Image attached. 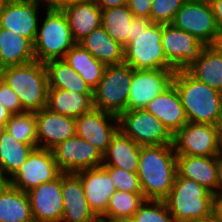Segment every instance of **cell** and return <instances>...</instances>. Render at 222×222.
Segmentation results:
<instances>
[{"instance_id": "obj_44", "label": "cell", "mask_w": 222, "mask_h": 222, "mask_svg": "<svg viewBox=\"0 0 222 222\" xmlns=\"http://www.w3.org/2000/svg\"><path fill=\"white\" fill-rule=\"evenodd\" d=\"M47 6L53 8H62L65 5L73 2L85 1V0H45Z\"/></svg>"}, {"instance_id": "obj_42", "label": "cell", "mask_w": 222, "mask_h": 222, "mask_svg": "<svg viewBox=\"0 0 222 222\" xmlns=\"http://www.w3.org/2000/svg\"><path fill=\"white\" fill-rule=\"evenodd\" d=\"M101 10L112 7H120L128 4V0H93Z\"/></svg>"}, {"instance_id": "obj_33", "label": "cell", "mask_w": 222, "mask_h": 222, "mask_svg": "<svg viewBox=\"0 0 222 222\" xmlns=\"http://www.w3.org/2000/svg\"><path fill=\"white\" fill-rule=\"evenodd\" d=\"M134 18L128 5L102 10V27L122 46L131 42V22Z\"/></svg>"}, {"instance_id": "obj_43", "label": "cell", "mask_w": 222, "mask_h": 222, "mask_svg": "<svg viewBox=\"0 0 222 222\" xmlns=\"http://www.w3.org/2000/svg\"><path fill=\"white\" fill-rule=\"evenodd\" d=\"M213 215L222 222V192L214 194Z\"/></svg>"}, {"instance_id": "obj_19", "label": "cell", "mask_w": 222, "mask_h": 222, "mask_svg": "<svg viewBox=\"0 0 222 222\" xmlns=\"http://www.w3.org/2000/svg\"><path fill=\"white\" fill-rule=\"evenodd\" d=\"M63 215L61 222H99L90 209L83 184L76 173L62 172Z\"/></svg>"}, {"instance_id": "obj_48", "label": "cell", "mask_w": 222, "mask_h": 222, "mask_svg": "<svg viewBox=\"0 0 222 222\" xmlns=\"http://www.w3.org/2000/svg\"><path fill=\"white\" fill-rule=\"evenodd\" d=\"M218 192H222V155H218ZM220 189V190H219Z\"/></svg>"}, {"instance_id": "obj_4", "label": "cell", "mask_w": 222, "mask_h": 222, "mask_svg": "<svg viewBox=\"0 0 222 222\" xmlns=\"http://www.w3.org/2000/svg\"><path fill=\"white\" fill-rule=\"evenodd\" d=\"M0 78L19 97L25 112H37L46 107L49 86L44 63L34 60L2 68Z\"/></svg>"}, {"instance_id": "obj_25", "label": "cell", "mask_w": 222, "mask_h": 222, "mask_svg": "<svg viewBox=\"0 0 222 222\" xmlns=\"http://www.w3.org/2000/svg\"><path fill=\"white\" fill-rule=\"evenodd\" d=\"M194 78L222 92V48L206 45L200 57L186 69Z\"/></svg>"}, {"instance_id": "obj_27", "label": "cell", "mask_w": 222, "mask_h": 222, "mask_svg": "<svg viewBox=\"0 0 222 222\" xmlns=\"http://www.w3.org/2000/svg\"><path fill=\"white\" fill-rule=\"evenodd\" d=\"M79 44L106 66L124 63V46L115 41L102 26L93 30Z\"/></svg>"}, {"instance_id": "obj_7", "label": "cell", "mask_w": 222, "mask_h": 222, "mask_svg": "<svg viewBox=\"0 0 222 222\" xmlns=\"http://www.w3.org/2000/svg\"><path fill=\"white\" fill-rule=\"evenodd\" d=\"M134 69L126 63L108 65L93 90L94 108L119 116L128 110V96Z\"/></svg>"}, {"instance_id": "obj_31", "label": "cell", "mask_w": 222, "mask_h": 222, "mask_svg": "<svg viewBox=\"0 0 222 222\" xmlns=\"http://www.w3.org/2000/svg\"><path fill=\"white\" fill-rule=\"evenodd\" d=\"M0 222H34L27 192L12 185L0 192Z\"/></svg>"}, {"instance_id": "obj_52", "label": "cell", "mask_w": 222, "mask_h": 222, "mask_svg": "<svg viewBox=\"0 0 222 222\" xmlns=\"http://www.w3.org/2000/svg\"><path fill=\"white\" fill-rule=\"evenodd\" d=\"M2 130H3V127L0 125V133H1Z\"/></svg>"}, {"instance_id": "obj_45", "label": "cell", "mask_w": 222, "mask_h": 222, "mask_svg": "<svg viewBox=\"0 0 222 222\" xmlns=\"http://www.w3.org/2000/svg\"><path fill=\"white\" fill-rule=\"evenodd\" d=\"M99 222H133L131 217L116 216V217H100Z\"/></svg>"}, {"instance_id": "obj_35", "label": "cell", "mask_w": 222, "mask_h": 222, "mask_svg": "<svg viewBox=\"0 0 222 222\" xmlns=\"http://www.w3.org/2000/svg\"><path fill=\"white\" fill-rule=\"evenodd\" d=\"M144 200L143 193L116 190L110 198L106 212L101 217H132Z\"/></svg>"}, {"instance_id": "obj_2", "label": "cell", "mask_w": 222, "mask_h": 222, "mask_svg": "<svg viewBox=\"0 0 222 222\" xmlns=\"http://www.w3.org/2000/svg\"><path fill=\"white\" fill-rule=\"evenodd\" d=\"M181 98L188 122L222 124V92L194 78L187 70L175 71L172 82Z\"/></svg>"}, {"instance_id": "obj_36", "label": "cell", "mask_w": 222, "mask_h": 222, "mask_svg": "<svg viewBox=\"0 0 222 222\" xmlns=\"http://www.w3.org/2000/svg\"><path fill=\"white\" fill-rule=\"evenodd\" d=\"M131 218L133 222H175L164 200H144Z\"/></svg>"}, {"instance_id": "obj_24", "label": "cell", "mask_w": 222, "mask_h": 222, "mask_svg": "<svg viewBox=\"0 0 222 222\" xmlns=\"http://www.w3.org/2000/svg\"><path fill=\"white\" fill-rule=\"evenodd\" d=\"M140 148L141 146L118 130L103 155L102 167H117L129 172H137Z\"/></svg>"}, {"instance_id": "obj_29", "label": "cell", "mask_w": 222, "mask_h": 222, "mask_svg": "<svg viewBox=\"0 0 222 222\" xmlns=\"http://www.w3.org/2000/svg\"><path fill=\"white\" fill-rule=\"evenodd\" d=\"M49 89H65L81 94H93V90L64 59L44 63Z\"/></svg>"}, {"instance_id": "obj_50", "label": "cell", "mask_w": 222, "mask_h": 222, "mask_svg": "<svg viewBox=\"0 0 222 222\" xmlns=\"http://www.w3.org/2000/svg\"><path fill=\"white\" fill-rule=\"evenodd\" d=\"M218 45L222 48V31L220 34V39H219Z\"/></svg>"}, {"instance_id": "obj_32", "label": "cell", "mask_w": 222, "mask_h": 222, "mask_svg": "<svg viewBox=\"0 0 222 222\" xmlns=\"http://www.w3.org/2000/svg\"><path fill=\"white\" fill-rule=\"evenodd\" d=\"M35 147L15 140L4 128L0 133V166L10 178Z\"/></svg>"}, {"instance_id": "obj_20", "label": "cell", "mask_w": 222, "mask_h": 222, "mask_svg": "<svg viewBox=\"0 0 222 222\" xmlns=\"http://www.w3.org/2000/svg\"><path fill=\"white\" fill-rule=\"evenodd\" d=\"M76 174L83 184L90 209L100 218L106 212L110 198L116 191L109 173L100 166L81 170Z\"/></svg>"}, {"instance_id": "obj_8", "label": "cell", "mask_w": 222, "mask_h": 222, "mask_svg": "<svg viewBox=\"0 0 222 222\" xmlns=\"http://www.w3.org/2000/svg\"><path fill=\"white\" fill-rule=\"evenodd\" d=\"M118 120L119 130L139 146L173 145V134L146 109L127 110Z\"/></svg>"}, {"instance_id": "obj_41", "label": "cell", "mask_w": 222, "mask_h": 222, "mask_svg": "<svg viewBox=\"0 0 222 222\" xmlns=\"http://www.w3.org/2000/svg\"><path fill=\"white\" fill-rule=\"evenodd\" d=\"M209 3L212 7L217 26L222 31V0H211Z\"/></svg>"}, {"instance_id": "obj_13", "label": "cell", "mask_w": 222, "mask_h": 222, "mask_svg": "<svg viewBox=\"0 0 222 222\" xmlns=\"http://www.w3.org/2000/svg\"><path fill=\"white\" fill-rule=\"evenodd\" d=\"M51 150L63 173H76L103 164V154L77 135L58 143Z\"/></svg>"}, {"instance_id": "obj_51", "label": "cell", "mask_w": 222, "mask_h": 222, "mask_svg": "<svg viewBox=\"0 0 222 222\" xmlns=\"http://www.w3.org/2000/svg\"><path fill=\"white\" fill-rule=\"evenodd\" d=\"M221 142H222V124H221Z\"/></svg>"}, {"instance_id": "obj_15", "label": "cell", "mask_w": 222, "mask_h": 222, "mask_svg": "<svg viewBox=\"0 0 222 222\" xmlns=\"http://www.w3.org/2000/svg\"><path fill=\"white\" fill-rule=\"evenodd\" d=\"M174 69L134 70L128 110L145 109L173 82Z\"/></svg>"}, {"instance_id": "obj_10", "label": "cell", "mask_w": 222, "mask_h": 222, "mask_svg": "<svg viewBox=\"0 0 222 222\" xmlns=\"http://www.w3.org/2000/svg\"><path fill=\"white\" fill-rule=\"evenodd\" d=\"M176 155L217 156L221 153V126L187 122L173 135Z\"/></svg>"}, {"instance_id": "obj_47", "label": "cell", "mask_w": 222, "mask_h": 222, "mask_svg": "<svg viewBox=\"0 0 222 222\" xmlns=\"http://www.w3.org/2000/svg\"><path fill=\"white\" fill-rule=\"evenodd\" d=\"M10 185L9 177L3 171V168L0 166V192L5 190Z\"/></svg>"}, {"instance_id": "obj_18", "label": "cell", "mask_w": 222, "mask_h": 222, "mask_svg": "<svg viewBox=\"0 0 222 222\" xmlns=\"http://www.w3.org/2000/svg\"><path fill=\"white\" fill-rule=\"evenodd\" d=\"M39 148L53 149L58 143L76 135L75 118L42 108L35 112Z\"/></svg>"}, {"instance_id": "obj_37", "label": "cell", "mask_w": 222, "mask_h": 222, "mask_svg": "<svg viewBox=\"0 0 222 222\" xmlns=\"http://www.w3.org/2000/svg\"><path fill=\"white\" fill-rule=\"evenodd\" d=\"M187 0H153L150 20L152 23L171 24L178 10Z\"/></svg>"}, {"instance_id": "obj_28", "label": "cell", "mask_w": 222, "mask_h": 222, "mask_svg": "<svg viewBox=\"0 0 222 222\" xmlns=\"http://www.w3.org/2000/svg\"><path fill=\"white\" fill-rule=\"evenodd\" d=\"M46 108L64 116L77 118L94 108L93 94H81L65 89H48Z\"/></svg>"}, {"instance_id": "obj_39", "label": "cell", "mask_w": 222, "mask_h": 222, "mask_svg": "<svg viewBox=\"0 0 222 222\" xmlns=\"http://www.w3.org/2000/svg\"><path fill=\"white\" fill-rule=\"evenodd\" d=\"M0 103L12 115L25 113V111L22 108V104L20 102L19 97L1 78H0Z\"/></svg>"}, {"instance_id": "obj_3", "label": "cell", "mask_w": 222, "mask_h": 222, "mask_svg": "<svg viewBox=\"0 0 222 222\" xmlns=\"http://www.w3.org/2000/svg\"><path fill=\"white\" fill-rule=\"evenodd\" d=\"M131 26V42L124 47V63L134 70L174 69L162 48L163 24L134 16Z\"/></svg>"}, {"instance_id": "obj_6", "label": "cell", "mask_w": 222, "mask_h": 222, "mask_svg": "<svg viewBox=\"0 0 222 222\" xmlns=\"http://www.w3.org/2000/svg\"><path fill=\"white\" fill-rule=\"evenodd\" d=\"M45 20L37 29L33 43L35 59L41 63L64 59L66 53L76 44L68 19L61 8L47 6Z\"/></svg>"}, {"instance_id": "obj_38", "label": "cell", "mask_w": 222, "mask_h": 222, "mask_svg": "<svg viewBox=\"0 0 222 222\" xmlns=\"http://www.w3.org/2000/svg\"><path fill=\"white\" fill-rule=\"evenodd\" d=\"M110 175L115 189L130 193H142L137 172H129L117 167H103Z\"/></svg>"}, {"instance_id": "obj_12", "label": "cell", "mask_w": 222, "mask_h": 222, "mask_svg": "<svg viewBox=\"0 0 222 222\" xmlns=\"http://www.w3.org/2000/svg\"><path fill=\"white\" fill-rule=\"evenodd\" d=\"M161 43L164 55L174 71L190 67L206 46L196 37L172 24H163Z\"/></svg>"}, {"instance_id": "obj_9", "label": "cell", "mask_w": 222, "mask_h": 222, "mask_svg": "<svg viewBox=\"0 0 222 222\" xmlns=\"http://www.w3.org/2000/svg\"><path fill=\"white\" fill-rule=\"evenodd\" d=\"M171 24L196 37L205 45H215L219 42L221 31L209 1L187 0Z\"/></svg>"}, {"instance_id": "obj_16", "label": "cell", "mask_w": 222, "mask_h": 222, "mask_svg": "<svg viewBox=\"0 0 222 222\" xmlns=\"http://www.w3.org/2000/svg\"><path fill=\"white\" fill-rule=\"evenodd\" d=\"M75 124L76 135L92 144L103 155L111 138L119 130L118 116L97 108L75 118Z\"/></svg>"}, {"instance_id": "obj_14", "label": "cell", "mask_w": 222, "mask_h": 222, "mask_svg": "<svg viewBox=\"0 0 222 222\" xmlns=\"http://www.w3.org/2000/svg\"><path fill=\"white\" fill-rule=\"evenodd\" d=\"M40 3L41 0H3L0 6V28L14 31L34 43ZM44 4L47 7L45 0Z\"/></svg>"}, {"instance_id": "obj_23", "label": "cell", "mask_w": 222, "mask_h": 222, "mask_svg": "<svg viewBox=\"0 0 222 222\" xmlns=\"http://www.w3.org/2000/svg\"><path fill=\"white\" fill-rule=\"evenodd\" d=\"M61 9L68 19L76 43L102 26V10L93 0L69 3Z\"/></svg>"}, {"instance_id": "obj_34", "label": "cell", "mask_w": 222, "mask_h": 222, "mask_svg": "<svg viewBox=\"0 0 222 222\" xmlns=\"http://www.w3.org/2000/svg\"><path fill=\"white\" fill-rule=\"evenodd\" d=\"M3 128L10 133L15 140L33 145L35 148L38 147L35 112L11 115L9 121Z\"/></svg>"}, {"instance_id": "obj_46", "label": "cell", "mask_w": 222, "mask_h": 222, "mask_svg": "<svg viewBox=\"0 0 222 222\" xmlns=\"http://www.w3.org/2000/svg\"><path fill=\"white\" fill-rule=\"evenodd\" d=\"M10 114L6 108L0 103V125L4 127L10 119Z\"/></svg>"}, {"instance_id": "obj_21", "label": "cell", "mask_w": 222, "mask_h": 222, "mask_svg": "<svg viewBox=\"0 0 222 222\" xmlns=\"http://www.w3.org/2000/svg\"><path fill=\"white\" fill-rule=\"evenodd\" d=\"M218 155H177V174L206 187L213 194L218 192Z\"/></svg>"}, {"instance_id": "obj_40", "label": "cell", "mask_w": 222, "mask_h": 222, "mask_svg": "<svg viewBox=\"0 0 222 222\" xmlns=\"http://www.w3.org/2000/svg\"><path fill=\"white\" fill-rule=\"evenodd\" d=\"M153 0H128V7L135 17L150 19L151 4Z\"/></svg>"}, {"instance_id": "obj_26", "label": "cell", "mask_w": 222, "mask_h": 222, "mask_svg": "<svg viewBox=\"0 0 222 222\" xmlns=\"http://www.w3.org/2000/svg\"><path fill=\"white\" fill-rule=\"evenodd\" d=\"M36 60L33 43L14 31L0 28V69Z\"/></svg>"}, {"instance_id": "obj_5", "label": "cell", "mask_w": 222, "mask_h": 222, "mask_svg": "<svg viewBox=\"0 0 222 222\" xmlns=\"http://www.w3.org/2000/svg\"><path fill=\"white\" fill-rule=\"evenodd\" d=\"M164 202L175 222H194L213 216L214 194L199 183L178 174Z\"/></svg>"}, {"instance_id": "obj_1", "label": "cell", "mask_w": 222, "mask_h": 222, "mask_svg": "<svg viewBox=\"0 0 222 222\" xmlns=\"http://www.w3.org/2000/svg\"><path fill=\"white\" fill-rule=\"evenodd\" d=\"M137 175L145 200H164L177 175L173 145L141 146Z\"/></svg>"}, {"instance_id": "obj_11", "label": "cell", "mask_w": 222, "mask_h": 222, "mask_svg": "<svg viewBox=\"0 0 222 222\" xmlns=\"http://www.w3.org/2000/svg\"><path fill=\"white\" fill-rule=\"evenodd\" d=\"M61 173L52 150L37 147L9 178V181L13 187L28 192L42 183L52 181Z\"/></svg>"}, {"instance_id": "obj_17", "label": "cell", "mask_w": 222, "mask_h": 222, "mask_svg": "<svg viewBox=\"0 0 222 222\" xmlns=\"http://www.w3.org/2000/svg\"><path fill=\"white\" fill-rule=\"evenodd\" d=\"M34 222H61L63 215L62 173L27 192Z\"/></svg>"}, {"instance_id": "obj_30", "label": "cell", "mask_w": 222, "mask_h": 222, "mask_svg": "<svg viewBox=\"0 0 222 222\" xmlns=\"http://www.w3.org/2000/svg\"><path fill=\"white\" fill-rule=\"evenodd\" d=\"M64 60L94 90L103 78L106 65L98 61L89 51L76 43L64 57Z\"/></svg>"}, {"instance_id": "obj_22", "label": "cell", "mask_w": 222, "mask_h": 222, "mask_svg": "<svg viewBox=\"0 0 222 222\" xmlns=\"http://www.w3.org/2000/svg\"><path fill=\"white\" fill-rule=\"evenodd\" d=\"M174 135L187 122L180 95L172 83L145 108Z\"/></svg>"}, {"instance_id": "obj_49", "label": "cell", "mask_w": 222, "mask_h": 222, "mask_svg": "<svg viewBox=\"0 0 222 222\" xmlns=\"http://www.w3.org/2000/svg\"><path fill=\"white\" fill-rule=\"evenodd\" d=\"M194 222H221L219 221L214 215L208 219L205 220H199V221H194Z\"/></svg>"}]
</instances>
